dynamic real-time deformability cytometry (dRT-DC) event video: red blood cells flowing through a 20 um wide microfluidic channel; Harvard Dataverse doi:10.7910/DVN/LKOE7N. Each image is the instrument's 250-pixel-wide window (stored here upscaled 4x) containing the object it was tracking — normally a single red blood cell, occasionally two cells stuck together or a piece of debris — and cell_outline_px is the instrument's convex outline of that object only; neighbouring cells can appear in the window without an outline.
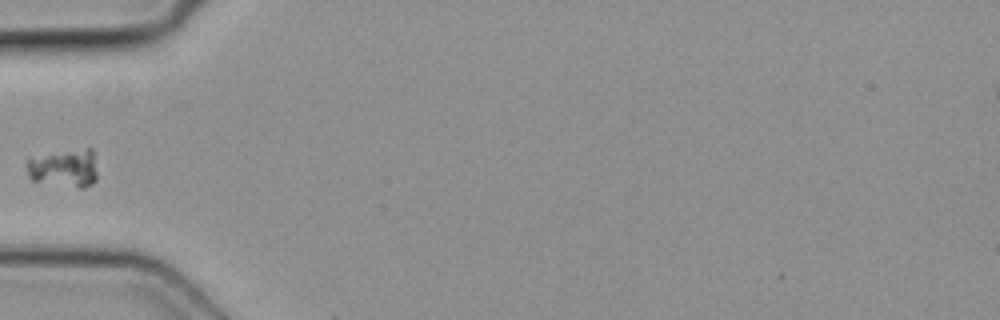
{"species": "common noctule bat (a hibernating species)", "species_latin": "Nyctalus noctula", "temperature_condition": "cold", "stored_images_in_passage": 5, "camera_frame_rate_fps": 3000, "um_per_image_px": 0.085, "animal": {"sex": "female", "body_mass_g": 19.3, "forearm_length_mm": 54.1}, "frame": {"image": 1, "passage_image": 5, "time_ms": 1.333, "image_size_px": [1000, 320], "cell_outline_px": [[96, 180], [92, 184], [84, 188], [76, 188], [32, 180], [28, 176], [24, 164], [28, 156], [88, 148], [92, 148], [96, 172]], "centroid_in_image_um": [5.39, 14.29], "position_along_channel_um": 79.6, "area_um2": 16.01}}